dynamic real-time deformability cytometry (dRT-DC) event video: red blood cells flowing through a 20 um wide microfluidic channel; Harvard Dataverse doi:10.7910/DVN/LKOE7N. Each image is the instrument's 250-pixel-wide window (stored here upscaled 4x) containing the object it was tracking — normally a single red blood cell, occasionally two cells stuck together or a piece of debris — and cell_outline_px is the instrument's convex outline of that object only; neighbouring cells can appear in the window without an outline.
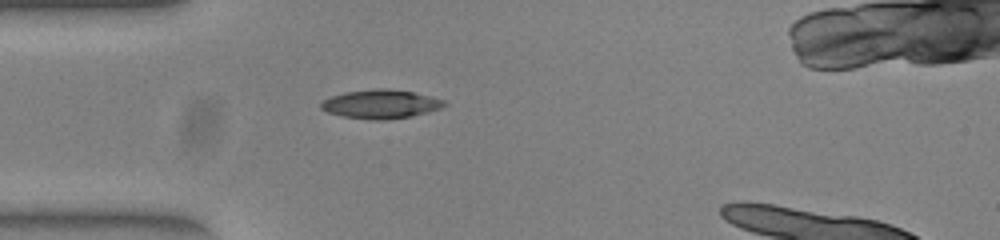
{"species": "common noctule bat (a hibernating species)", "species_latin": "Nyctalus noctula", "temperature_condition": "warm", "stored_images_in_passage": 35, "camera_frame_rate_fps": 3000, "um_per_image_px": 0.085, "animal": {"sex": "female", "body_mass_g": 23.0, "forearm_length_mm": 53.4}, "frame": {"image": 1, "passage_image": 1, "time_ms": 0.0, "image_size_px": [1000, 240], "cell_outline_px": [[448, 104], [440, 108], [428, 112], [412, 116], [384, 120], [368, 120], [344, 116], [328, 112], [320, 108], [320, 104], [324, 100], [332, 96], [344, 92], [376, 88], [388, 88], [412, 92], [444, 100]], "centroid_in_image_um": [32.36, 8.85], "position_along_channel_um": 52.6, "area_um2": 20.63}}
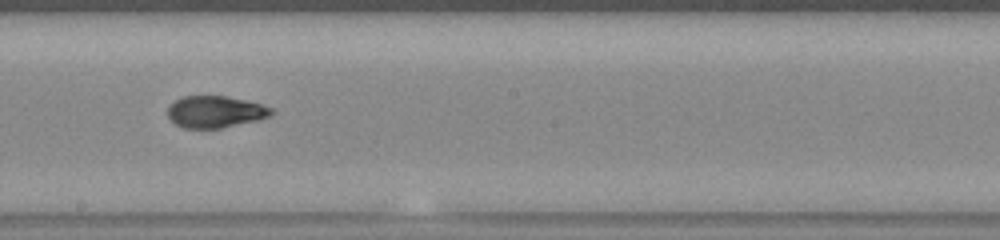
{"frame": {"image": 2, "passage_image": 15, "time_ms": 4.667, "image_size_px": [1000, 240], "cell_outline_px": [[276, 112], [260, 120], [220, 128], [184, 128], [176, 124], [168, 116], [168, 108], [176, 100], [184, 96], [224, 96], [244, 100], [260, 104], [272, 108]], "centroid_in_image_um": [18.32, 9.51], "position_along_channel_um": 229.9, "area_um2": 19.02}}
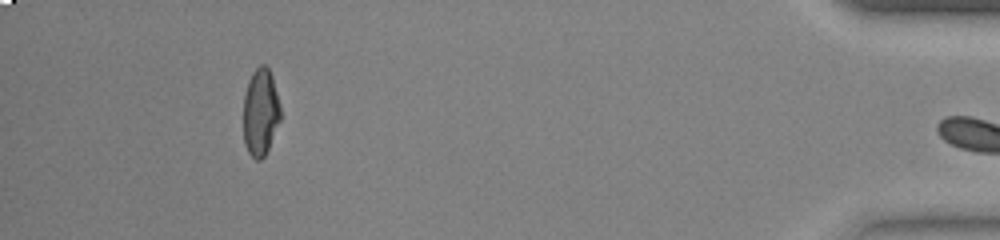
{"frame": {"image": 3, "passage_image": 34, "time_ms": 11.0, "image_size_px": [1000, 240], "cell_outline_px": [[280, 120], [268, 148], [264, 156], [260, 160], [256, 160], [248, 152], [244, 144], [244, 96], [248, 80], [252, 72], [260, 64], [264, 64], [268, 68], [272, 76], [280, 104]], "centroid_in_image_um": [22.14, 9.52], "position_along_channel_um": 413.1, "area_um2": 18.79}, "authors_computed_cell_mechanics": {"area_um2": 19.5364, "velocity_mm_per_s": 3.9572, "shape_relaxation_time_tau1_ms": 7.3166, "shape_relaxation_time_tau2_ms": 1.51, "deformation_change_tau1": 0.259, "deformation_change_tau2": 0.0664}}